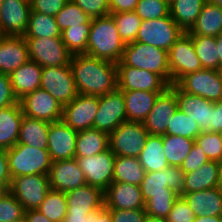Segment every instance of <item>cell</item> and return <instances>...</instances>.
I'll return each mask as SVG.
<instances>
[{
    "label": "cell",
    "mask_w": 222,
    "mask_h": 222,
    "mask_svg": "<svg viewBox=\"0 0 222 222\" xmlns=\"http://www.w3.org/2000/svg\"><path fill=\"white\" fill-rule=\"evenodd\" d=\"M77 92L103 96L117 89L116 63L83 54H74L70 63Z\"/></svg>",
    "instance_id": "cell-1"
},
{
    "label": "cell",
    "mask_w": 222,
    "mask_h": 222,
    "mask_svg": "<svg viewBox=\"0 0 222 222\" xmlns=\"http://www.w3.org/2000/svg\"><path fill=\"white\" fill-rule=\"evenodd\" d=\"M124 48L125 44L111 14L92 18L85 54L117 64Z\"/></svg>",
    "instance_id": "cell-2"
},
{
    "label": "cell",
    "mask_w": 222,
    "mask_h": 222,
    "mask_svg": "<svg viewBox=\"0 0 222 222\" xmlns=\"http://www.w3.org/2000/svg\"><path fill=\"white\" fill-rule=\"evenodd\" d=\"M11 179L23 175H48L52 160L47 149L16 144L7 150Z\"/></svg>",
    "instance_id": "cell-3"
},
{
    "label": "cell",
    "mask_w": 222,
    "mask_h": 222,
    "mask_svg": "<svg viewBox=\"0 0 222 222\" xmlns=\"http://www.w3.org/2000/svg\"><path fill=\"white\" fill-rule=\"evenodd\" d=\"M124 65L160 75L170 85L168 51L141 42L126 44L122 58Z\"/></svg>",
    "instance_id": "cell-4"
},
{
    "label": "cell",
    "mask_w": 222,
    "mask_h": 222,
    "mask_svg": "<svg viewBox=\"0 0 222 222\" xmlns=\"http://www.w3.org/2000/svg\"><path fill=\"white\" fill-rule=\"evenodd\" d=\"M148 136L143 123L126 121L109 134V148L115 156L138 158Z\"/></svg>",
    "instance_id": "cell-5"
},
{
    "label": "cell",
    "mask_w": 222,
    "mask_h": 222,
    "mask_svg": "<svg viewBox=\"0 0 222 222\" xmlns=\"http://www.w3.org/2000/svg\"><path fill=\"white\" fill-rule=\"evenodd\" d=\"M184 33L169 14L164 18L142 20L135 42L169 51Z\"/></svg>",
    "instance_id": "cell-6"
},
{
    "label": "cell",
    "mask_w": 222,
    "mask_h": 222,
    "mask_svg": "<svg viewBox=\"0 0 222 222\" xmlns=\"http://www.w3.org/2000/svg\"><path fill=\"white\" fill-rule=\"evenodd\" d=\"M28 44L29 60L42 68L65 66L71 63L72 53L66 48L61 37L25 38Z\"/></svg>",
    "instance_id": "cell-7"
},
{
    "label": "cell",
    "mask_w": 222,
    "mask_h": 222,
    "mask_svg": "<svg viewBox=\"0 0 222 222\" xmlns=\"http://www.w3.org/2000/svg\"><path fill=\"white\" fill-rule=\"evenodd\" d=\"M182 91L216 102L222 99L221 70L201 69L181 77L175 83Z\"/></svg>",
    "instance_id": "cell-8"
},
{
    "label": "cell",
    "mask_w": 222,
    "mask_h": 222,
    "mask_svg": "<svg viewBox=\"0 0 222 222\" xmlns=\"http://www.w3.org/2000/svg\"><path fill=\"white\" fill-rule=\"evenodd\" d=\"M50 190L48 175H23L11 180L9 192L27 210H37Z\"/></svg>",
    "instance_id": "cell-9"
},
{
    "label": "cell",
    "mask_w": 222,
    "mask_h": 222,
    "mask_svg": "<svg viewBox=\"0 0 222 222\" xmlns=\"http://www.w3.org/2000/svg\"><path fill=\"white\" fill-rule=\"evenodd\" d=\"M40 88L46 90L62 106L70 103L79 94L70 64L43 67Z\"/></svg>",
    "instance_id": "cell-10"
},
{
    "label": "cell",
    "mask_w": 222,
    "mask_h": 222,
    "mask_svg": "<svg viewBox=\"0 0 222 222\" xmlns=\"http://www.w3.org/2000/svg\"><path fill=\"white\" fill-rule=\"evenodd\" d=\"M170 85L175 84L184 75L199 71L201 62L196 55L192 38L184 33L168 51Z\"/></svg>",
    "instance_id": "cell-11"
},
{
    "label": "cell",
    "mask_w": 222,
    "mask_h": 222,
    "mask_svg": "<svg viewBox=\"0 0 222 222\" xmlns=\"http://www.w3.org/2000/svg\"><path fill=\"white\" fill-rule=\"evenodd\" d=\"M116 69L117 88L121 91L164 92L170 86L160 75L151 71L126 66L121 61L116 64Z\"/></svg>",
    "instance_id": "cell-12"
},
{
    "label": "cell",
    "mask_w": 222,
    "mask_h": 222,
    "mask_svg": "<svg viewBox=\"0 0 222 222\" xmlns=\"http://www.w3.org/2000/svg\"><path fill=\"white\" fill-rule=\"evenodd\" d=\"M88 185L105 191L113 182L116 156L110 148L89 157H75Z\"/></svg>",
    "instance_id": "cell-13"
},
{
    "label": "cell",
    "mask_w": 222,
    "mask_h": 222,
    "mask_svg": "<svg viewBox=\"0 0 222 222\" xmlns=\"http://www.w3.org/2000/svg\"><path fill=\"white\" fill-rule=\"evenodd\" d=\"M185 173L178 166H168L161 171L146 172L140 185L146 203L150 194L178 193L183 191Z\"/></svg>",
    "instance_id": "cell-14"
},
{
    "label": "cell",
    "mask_w": 222,
    "mask_h": 222,
    "mask_svg": "<svg viewBox=\"0 0 222 222\" xmlns=\"http://www.w3.org/2000/svg\"><path fill=\"white\" fill-rule=\"evenodd\" d=\"M127 121L124 96L118 88L103 96H99V108L93 128L108 135L121 123Z\"/></svg>",
    "instance_id": "cell-15"
},
{
    "label": "cell",
    "mask_w": 222,
    "mask_h": 222,
    "mask_svg": "<svg viewBox=\"0 0 222 222\" xmlns=\"http://www.w3.org/2000/svg\"><path fill=\"white\" fill-rule=\"evenodd\" d=\"M99 108V96L78 94L63 106L62 120L75 131L93 128Z\"/></svg>",
    "instance_id": "cell-16"
},
{
    "label": "cell",
    "mask_w": 222,
    "mask_h": 222,
    "mask_svg": "<svg viewBox=\"0 0 222 222\" xmlns=\"http://www.w3.org/2000/svg\"><path fill=\"white\" fill-rule=\"evenodd\" d=\"M19 102L23 114L29 118L49 123L62 119L63 106L46 90L41 88L26 94Z\"/></svg>",
    "instance_id": "cell-17"
},
{
    "label": "cell",
    "mask_w": 222,
    "mask_h": 222,
    "mask_svg": "<svg viewBox=\"0 0 222 222\" xmlns=\"http://www.w3.org/2000/svg\"><path fill=\"white\" fill-rule=\"evenodd\" d=\"M31 13L30 0H3L0 5L2 35L23 36Z\"/></svg>",
    "instance_id": "cell-18"
},
{
    "label": "cell",
    "mask_w": 222,
    "mask_h": 222,
    "mask_svg": "<svg viewBox=\"0 0 222 222\" xmlns=\"http://www.w3.org/2000/svg\"><path fill=\"white\" fill-rule=\"evenodd\" d=\"M77 134L62 119L49 124L47 150L52 162L75 158Z\"/></svg>",
    "instance_id": "cell-19"
},
{
    "label": "cell",
    "mask_w": 222,
    "mask_h": 222,
    "mask_svg": "<svg viewBox=\"0 0 222 222\" xmlns=\"http://www.w3.org/2000/svg\"><path fill=\"white\" fill-rule=\"evenodd\" d=\"M178 104L175 92L168 87L157 97L154 107L142 122L145 129L152 135H166L172 115L177 111Z\"/></svg>",
    "instance_id": "cell-20"
},
{
    "label": "cell",
    "mask_w": 222,
    "mask_h": 222,
    "mask_svg": "<svg viewBox=\"0 0 222 222\" xmlns=\"http://www.w3.org/2000/svg\"><path fill=\"white\" fill-rule=\"evenodd\" d=\"M174 92L178 109L196 121L201 132H211V112L214 102L182 91L176 84L169 86Z\"/></svg>",
    "instance_id": "cell-21"
},
{
    "label": "cell",
    "mask_w": 222,
    "mask_h": 222,
    "mask_svg": "<svg viewBox=\"0 0 222 222\" xmlns=\"http://www.w3.org/2000/svg\"><path fill=\"white\" fill-rule=\"evenodd\" d=\"M48 180L50 189L64 193L87 184L76 158L52 162Z\"/></svg>",
    "instance_id": "cell-22"
},
{
    "label": "cell",
    "mask_w": 222,
    "mask_h": 222,
    "mask_svg": "<svg viewBox=\"0 0 222 222\" xmlns=\"http://www.w3.org/2000/svg\"><path fill=\"white\" fill-rule=\"evenodd\" d=\"M104 197V205L108 209H145V202L139 185L111 182L104 191Z\"/></svg>",
    "instance_id": "cell-23"
},
{
    "label": "cell",
    "mask_w": 222,
    "mask_h": 222,
    "mask_svg": "<svg viewBox=\"0 0 222 222\" xmlns=\"http://www.w3.org/2000/svg\"><path fill=\"white\" fill-rule=\"evenodd\" d=\"M28 60V44L23 36L0 38V73L10 75Z\"/></svg>",
    "instance_id": "cell-24"
},
{
    "label": "cell",
    "mask_w": 222,
    "mask_h": 222,
    "mask_svg": "<svg viewBox=\"0 0 222 222\" xmlns=\"http://www.w3.org/2000/svg\"><path fill=\"white\" fill-rule=\"evenodd\" d=\"M104 191L85 184L66 192L67 213H91L104 206Z\"/></svg>",
    "instance_id": "cell-25"
},
{
    "label": "cell",
    "mask_w": 222,
    "mask_h": 222,
    "mask_svg": "<svg viewBox=\"0 0 222 222\" xmlns=\"http://www.w3.org/2000/svg\"><path fill=\"white\" fill-rule=\"evenodd\" d=\"M196 217H219L222 214V191L219 187L198 192L182 193Z\"/></svg>",
    "instance_id": "cell-26"
},
{
    "label": "cell",
    "mask_w": 222,
    "mask_h": 222,
    "mask_svg": "<svg viewBox=\"0 0 222 222\" xmlns=\"http://www.w3.org/2000/svg\"><path fill=\"white\" fill-rule=\"evenodd\" d=\"M42 70L43 68L35 61L28 60L9 75L12 90L18 101L40 88Z\"/></svg>",
    "instance_id": "cell-27"
},
{
    "label": "cell",
    "mask_w": 222,
    "mask_h": 222,
    "mask_svg": "<svg viewBox=\"0 0 222 222\" xmlns=\"http://www.w3.org/2000/svg\"><path fill=\"white\" fill-rule=\"evenodd\" d=\"M221 162L208 161L199 169L185 173L182 193L198 192L219 187Z\"/></svg>",
    "instance_id": "cell-28"
},
{
    "label": "cell",
    "mask_w": 222,
    "mask_h": 222,
    "mask_svg": "<svg viewBox=\"0 0 222 222\" xmlns=\"http://www.w3.org/2000/svg\"><path fill=\"white\" fill-rule=\"evenodd\" d=\"M23 116L20 102L0 108V149L8 150L17 144Z\"/></svg>",
    "instance_id": "cell-29"
},
{
    "label": "cell",
    "mask_w": 222,
    "mask_h": 222,
    "mask_svg": "<svg viewBox=\"0 0 222 222\" xmlns=\"http://www.w3.org/2000/svg\"><path fill=\"white\" fill-rule=\"evenodd\" d=\"M160 93L162 92L143 90L122 91L127 121L142 123L154 107V103Z\"/></svg>",
    "instance_id": "cell-30"
},
{
    "label": "cell",
    "mask_w": 222,
    "mask_h": 222,
    "mask_svg": "<svg viewBox=\"0 0 222 222\" xmlns=\"http://www.w3.org/2000/svg\"><path fill=\"white\" fill-rule=\"evenodd\" d=\"M188 35L213 36L222 34V7L205 2L196 23Z\"/></svg>",
    "instance_id": "cell-31"
},
{
    "label": "cell",
    "mask_w": 222,
    "mask_h": 222,
    "mask_svg": "<svg viewBox=\"0 0 222 222\" xmlns=\"http://www.w3.org/2000/svg\"><path fill=\"white\" fill-rule=\"evenodd\" d=\"M49 122L23 116L17 144L47 149Z\"/></svg>",
    "instance_id": "cell-32"
},
{
    "label": "cell",
    "mask_w": 222,
    "mask_h": 222,
    "mask_svg": "<svg viewBox=\"0 0 222 222\" xmlns=\"http://www.w3.org/2000/svg\"><path fill=\"white\" fill-rule=\"evenodd\" d=\"M138 159L146 172L167 168L169 164L164 154L162 135L149 134Z\"/></svg>",
    "instance_id": "cell-33"
},
{
    "label": "cell",
    "mask_w": 222,
    "mask_h": 222,
    "mask_svg": "<svg viewBox=\"0 0 222 222\" xmlns=\"http://www.w3.org/2000/svg\"><path fill=\"white\" fill-rule=\"evenodd\" d=\"M109 148V135L95 128L79 131L76 138L75 157L97 155Z\"/></svg>",
    "instance_id": "cell-34"
},
{
    "label": "cell",
    "mask_w": 222,
    "mask_h": 222,
    "mask_svg": "<svg viewBox=\"0 0 222 222\" xmlns=\"http://www.w3.org/2000/svg\"><path fill=\"white\" fill-rule=\"evenodd\" d=\"M205 2V0H175L169 5V14L186 33L196 23Z\"/></svg>",
    "instance_id": "cell-35"
},
{
    "label": "cell",
    "mask_w": 222,
    "mask_h": 222,
    "mask_svg": "<svg viewBox=\"0 0 222 222\" xmlns=\"http://www.w3.org/2000/svg\"><path fill=\"white\" fill-rule=\"evenodd\" d=\"M146 171L139 163V159L129 156H116L114 164L113 182H126L141 185Z\"/></svg>",
    "instance_id": "cell-36"
},
{
    "label": "cell",
    "mask_w": 222,
    "mask_h": 222,
    "mask_svg": "<svg viewBox=\"0 0 222 222\" xmlns=\"http://www.w3.org/2000/svg\"><path fill=\"white\" fill-rule=\"evenodd\" d=\"M24 38L61 37L56 19L53 16L31 11Z\"/></svg>",
    "instance_id": "cell-37"
},
{
    "label": "cell",
    "mask_w": 222,
    "mask_h": 222,
    "mask_svg": "<svg viewBox=\"0 0 222 222\" xmlns=\"http://www.w3.org/2000/svg\"><path fill=\"white\" fill-rule=\"evenodd\" d=\"M162 141L164 154L169 166L178 167L183 164L195 142L193 139L170 134L162 135Z\"/></svg>",
    "instance_id": "cell-38"
},
{
    "label": "cell",
    "mask_w": 222,
    "mask_h": 222,
    "mask_svg": "<svg viewBox=\"0 0 222 222\" xmlns=\"http://www.w3.org/2000/svg\"><path fill=\"white\" fill-rule=\"evenodd\" d=\"M192 38L196 55L202 68L219 70V57L216 45V37L189 35Z\"/></svg>",
    "instance_id": "cell-39"
},
{
    "label": "cell",
    "mask_w": 222,
    "mask_h": 222,
    "mask_svg": "<svg viewBox=\"0 0 222 222\" xmlns=\"http://www.w3.org/2000/svg\"><path fill=\"white\" fill-rule=\"evenodd\" d=\"M37 210L52 222H63L67 214L66 193L50 189Z\"/></svg>",
    "instance_id": "cell-40"
},
{
    "label": "cell",
    "mask_w": 222,
    "mask_h": 222,
    "mask_svg": "<svg viewBox=\"0 0 222 222\" xmlns=\"http://www.w3.org/2000/svg\"><path fill=\"white\" fill-rule=\"evenodd\" d=\"M91 24L92 18L86 24L69 27L61 32L62 42L72 55L86 53Z\"/></svg>",
    "instance_id": "cell-41"
},
{
    "label": "cell",
    "mask_w": 222,
    "mask_h": 222,
    "mask_svg": "<svg viewBox=\"0 0 222 222\" xmlns=\"http://www.w3.org/2000/svg\"><path fill=\"white\" fill-rule=\"evenodd\" d=\"M116 22L119 35L124 44L135 42L141 24V18L134 12L111 14Z\"/></svg>",
    "instance_id": "cell-42"
},
{
    "label": "cell",
    "mask_w": 222,
    "mask_h": 222,
    "mask_svg": "<svg viewBox=\"0 0 222 222\" xmlns=\"http://www.w3.org/2000/svg\"><path fill=\"white\" fill-rule=\"evenodd\" d=\"M201 130L196 121L192 120L187 114L177 109L172 115L170 124L167 127L166 134L181 136L195 140Z\"/></svg>",
    "instance_id": "cell-43"
},
{
    "label": "cell",
    "mask_w": 222,
    "mask_h": 222,
    "mask_svg": "<svg viewBox=\"0 0 222 222\" xmlns=\"http://www.w3.org/2000/svg\"><path fill=\"white\" fill-rule=\"evenodd\" d=\"M56 23L62 32L69 27L86 24L91 18L74 2L69 0L55 15Z\"/></svg>",
    "instance_id": "cell-44"
},
{
    "label": "cell",
    "mask_w": 222,
    "mask_h": 222,
    "mask_svg": "<svg viewBox=\"0 0 222 222\" xmlns=\"http://www.w3.org/2000/svg\"><path fill=\"white\" fill-rule=\"evenodd\" d=\"M180 197L178 193L150 194V199L145 203L146 214L152 217L166 219L174 202Z\"/></svg>",
    "instance_id": "cell-45"
},
{
    "label": "cell",
    "mask_w": 222,
    "mask_h": 222,
    "mask_svg": "<svg viewBox=\"0 0 222 222\" xmlns=\"http://www.w3.org/2000/svg\"><path fill=\"white\" fill-rule=\"evenodd\" d=\"M195 143L201 147L209 161H222V141L219 133L201 132L195 138Z\"/></svg>",
    "instance_id": "cell-46"
},
{
    "label": "cell",
    "mask_w": 222,
    "mask_h": 222,
    "mask_svg": "<svg viewBox=\"0 0 222 222\" xmlns=\"http://www.w3.org/2000/svg\"><path fill=\"white\" fill-rule=\"evenodd\" d=\"M134 12L141 20H154L169 15V5L164 0H139Z\"/></svg>",
    "instance_id": "cell-47"
},
{
    "label": "cell",
    "mask_w": 222,
    "mask_h": 222,
    "mask_svg": "<svg viewBox=\"0 0 222 222\" xmlns=\"http://www.w3.org/2000/svg\"><path fill=\"white\" fill-rule=\"evenodd\" d=\"M24 214L25 209L9 191L0 197V222L23 219Z\"/></svg>",
    "instance_id": "cell-48"
},
{
    "label": "cell",
    "mask_w": 222,
    "mask_h": 222,
    "mask_svg": "<svg viewBox=\"0 0 222 222\" xmlns=\"http://www.w3.org/2000/svg\"><path fill=\"white\" fill-rule=\"evenodd\" d=\"M90 18L110 15L109 0H71Z\"/></svg>",
    "instance_id": "cell-49"
},
{
    "label": "cell",
    "mask_w": 222,
    "mask_h": 222,
    "mask_svg": "<svg viewBox=\"0 0 222 222\" xmlns=\"http://www.w3.org/2000/svg\"><path fill=\"white\" fill-rule=\"evenodd\" d=\"M196 216L186 201L180 196L173 204L166 218L167 222H194Z\"/></svg>",
    "instance_id": "cell-50"
},
{
    "label": "cell",
    "mask_w": 222,
    "mask_h": 222,
    "mask_svg": "<svg viewBox=\"0 0 222 222\" xmlns=\"http://www.w3.org/2000/svg\"><path fill=\"white\" fill-rule=\"evenodd\" d=\"M209 159L205 155L204 151L195 142L191 151L185 158L183 164L180 166L184 173H190L199 169L203 164L207 163Z\"/></svg>",
    "instance_id": "cell-51"
},
{
    "label": "cell",
    "mask_w": 222,
    "mask_h": 222,
    "mask_svg": "<svg viewBox=\"0 0 222 222\" xmlns=\"http://www.w3.org/2000/svg\"><path fill=\"white\" fill-rule=\"evenodd\" d=\"M68 1L69 0H30L31 11L55 17Z\"/></svg>",
    "instance_id": "cell-52"
},
{
    "label": "cell",
    "mask_w": 222,
    "mask_h": 222,
    "mask_svg": "<svg viewBox=\"0 0 222 222\" xmlns=\"http://www.w3.org/2000/svg\"><path fill=\"white\" fill-rule=\"evenodd\" d=\"M113 222H144L145 209L121 210L110 209Z\"/></svg>",
    "instance_id": "cell-53"
},
{
    "label": "cell",
    "mask_w": 222,
    "mask_h": 222,
    "mask_svg": "<svg viewBox=\"0 0 222 222\" xmlns=\"http://www.w3.org/2000/svg\"><path fill=\"white\" fill-rule=\"evenodd\" d=\"M18 102L12 90L9 75L0 73V108H6Z\"/></svg>",
    "instance_id": "cell-54"
},
{
    "label": "cell",
    "mask_w": 222,
    "mask_h": 222,
    "mask_svg": "<svg viewBox=\"0 0 222 222\" xmlns=\"http://www.w3.org/2000/svg\"><path fill=\"white\" fill-rule=\"evenodd\" d=\"M11 176L8 169L7 150L0 149V187L9 191L11 185Z\"/></svg>",
    "instance_id": "cell-55"
},
{
    "label": "cell",
    "mask_w": 222,
    "mask_h": 222,
    "mask_svg": "<svg viewBox=\"0 0 222 222\" xmlns=\"http://www.w3.org/2000/svg\"><path fill=\"white\" fill-rule=\"evenodd\" d=\"M139 0H109L110 14L134 11Z\"/></svg>",
    "instance_id": "cell-56"
},
{
    "label": "cell",
    "mask_w": 222,
    "mask_h": 222,
    "mask_svg": "<svg viewBox=\"0 0 222 222\" xmlns=\"http://www.w3.org/2000/svg\"><path fill=\"white\" fill-rule=\"evenodd\" d=\"M222 131V99L214 102L211 112V132Z\"/></svg>",
    "instance_id": "cell-57"
},
{
    "label": "cell",
    "mask_w": 222,
    "mask_h": 222,
    "mask_svg": "<svg viewBox=\"0 0 222 222\" xmlns=\"http://www.w3.org/2000/svg\"><path fill=\"white\" fill-rule=\"evenodd\" d=\"M86 222H113L111 211L104 205L101 208L88 213L86 216Z\"/></svg>",
    "instance_id": "cell-58"
},
{
    "label": "cell",
    "mask_w": 222,
    "mask_h": 222,
    "mask_svg": "<svg viewBox=\"0 0 222 222\" xmlns=\"http://www.w3.org/2000/svg\"><path fill=\"white\" fill-rule=\"evenodd\" d=\"M24 219L26 222H52L47 219L42 213L38 210H27L24 214Z\"/></svg>",
    "instance_id": "cell-59"
},
{
    "label": "cell",
    "mask_w": 222,
    "mask_h": 222,
    "mask_svg": "<svg viewBox=\"0 0 222 222\" xmlns=\"http://www.w3.org/2000/svg\"><path fill=\"white\" fill-rule=\"evenodd\" d=\"M88 213H67L63 222H86Z\"/></svg>",
    "instance_id": "cell-60"
},
{
    "label": "cell",
    "mask_w": 222,
    "mask_h": 222,
    "mask_svg": "<svg viewBox=\"0 0 222 222\" xmlns=\"http://www.w3.org/2000/svg\"><path fill=\"white\" fill-rule=\"evenodd\" d=\"M216 45L219 57V70L222 69V34L216 37Z\"/></svg>",
    "instance_id": "cell-61"
},
{
    "label": "cell",
    "mask_w": 222,
    "mask_h": 222,
    "mask_svg": "<svg viewBox=\"0 0 222 222\" xmlns=\"http://www.w3.org/2000/svg\"><path fill=\"white\" fill-rule=\"evenodd\" d=\"M194 222H219V217L200 216V217H196Z\"/></svg>",
    "instance_id": "cell-62"
},
{
    "label": "cell",
    "mask_w": 222,
    "mask_h": 222,
    "mask_svg": "<svg viewBox=\"0 0 222 222\" xmlns=\"http://www.w3.org/2000/svg\"><path fill=\"white\" fill-rule=\"evenodd\" d=\"M144 222H167V221L164 218H158L146 215Z\"/></svg>",
    "instance_id": "cell-63"
},
{
    "label": "cell",
    "mask_w": 222,
    "mask_h": 222,
    "mask_svg": "<svg viewBox=\"0 0 222 222\" xmlns=\"http://www.w3.org/2000/svg\"><path fill=\"white\" fill-rule=\"evenodd\" d=\"M205 1L218 5L219 7H222V0H205Z\"/></svg>",
    "instance_id": "cell-64"
},
{
    "label": "cell",
    "mask_w": 222,
    "mask_h": 222,
    "mask_svg": "<svg viewBox=\"0 0 222 222\" xmlns=\"http://www.w3.org/2000/svg\"><path fill=\"white\" fill-rule=\"evenodd\" d=\"M219 188H220V190L222 191V161H221V173H220Z\"/></svg>",
    "instance_id": "cell-65"
},
{
    "label": "cell",
    "mask_w": 222,
    "mask_h": 222,
    "mask_svg": "<svg viewBox=\"0 0 222 222\" xmlns=\"http://www.w3.org/2000/svg\"><path fill=\"white\" fill-rule=\"evenodd\" d=\"M6 190L3 187H0V197L5 194Z\"/></svg>",
    "instance_id": "cell-66"
},
{
    "label": "cell",
    "mask_w": 222,
    "mask_h": 222,
    "mask_svg": "<svg viewBox=\"0 0 222 222\" xmlns=\"http://www.w3.org/2000/svg\"><path fill=\"white\" fill-rule=\"evenodd\" d=\"M168 5H170L175 0H164Z\"/></svg>",
    "instance_id": "cell-67"
},
{
    "label": "cell",
    "mask_w": 222,
    "mask_h": 222,
    "mask_svg": "<svg viewBox=\"0 0 222 222\" xmlns=\"http://www.w3.org/2000/svg\"><path fill=\"white\" fill-rule=\"evenodd\" d=\"M12 222H26L25 219H19V220H15V221H12Z\"/></svg>",
    "instance_id": "cell-68"
},
{
    "label": "cell",
    "mask_w": 222,
    "mask_h": 222,
    "mask_svg": "<svg viewBox=\"0 0 222 222\" xmlns=\"http://www.w3.org/2000/svg\"><path fill=\"white\" fill-rule=\"evenodd\" d=\"M219 135H220V140L222 141V131L219 132Z\"/></svg>",
    "instance_id": "cell-69"
},
{
    "label": "cell",
    "mask_w": 222,
    "mask_h": 222,
    "mask_svg": "<svg viewBox=\"0 0 222 222\" xmlns=\"http://www.w3.org/2000/svg\"><path fill=\"white\" fill-rule=\"evenodd\" d=\"M219 222H222V214L219 216Z\"/></svg>",
    "instance_id": "cell-70"
}]
</instances>
